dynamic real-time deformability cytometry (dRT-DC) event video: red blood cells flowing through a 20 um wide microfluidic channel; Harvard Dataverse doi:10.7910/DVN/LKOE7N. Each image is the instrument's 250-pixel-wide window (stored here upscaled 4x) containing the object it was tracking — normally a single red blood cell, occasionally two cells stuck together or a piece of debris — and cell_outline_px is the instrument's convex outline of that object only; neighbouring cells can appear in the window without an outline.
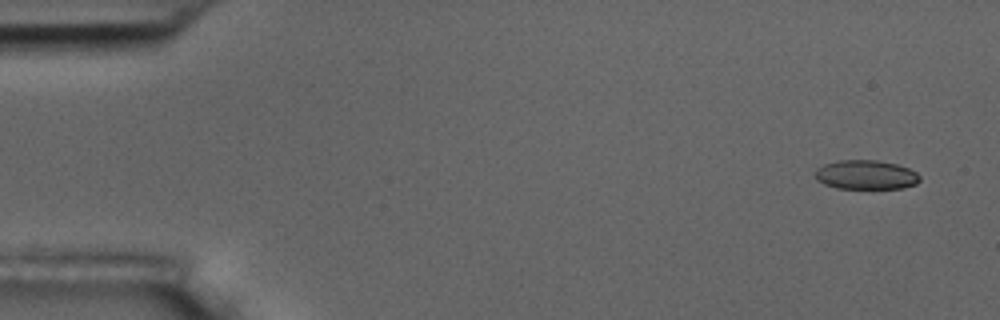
{"species": "common noctule bat (a hibernating species)", "species_latin": "Nyctalus noctula", "temperature_condition": "room temperature", "stored_images_in_passage": 6, "camera_frame_rate_fps": 3000, "um_per_image_px": 0.085, "animal": {"sex": "male", "body_mass_g": 17.5, "forearm_length_mm": 52.3}, "frame": {"image": 1, "passage_image": 1, "time_ms": 0.0, "image_size_px": [1000, 320], "cell_outline_px": [[920, 180], [916, 184], [904, 188], [836, 188], [824, 184], [816, 180], [816, 168], [824, 164], [836, 160], [876, 160], [896, 164], [908, 168], [916, 172], [920, 176]], "centroid_in_image_um": [73.59, 14.85], "position_along_channel_um": 11.4, "area_um2": 17.86}}
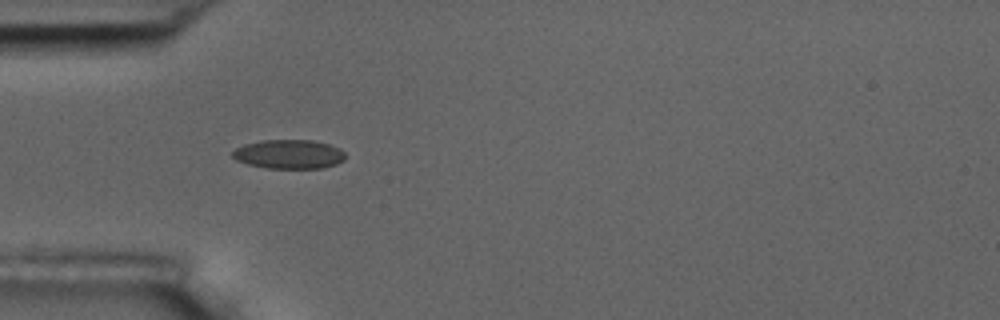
{"frame": {"image": 2, "passage_image": 5, "time_ms": 4.667, "image_size_px": [1000, 320], "cell_outline_px": [[344, 160], [336, 164], [320, 168], [268, 168], [248, 164], [236, 160], [232, 156], [232, 152], [236, 148], [244, 144], [264, 140], [312, 140], [328, 144], [340, 148], [344, 152]], "centroid_in_image_um": [24.56, 13.1], "position_along_channel_um": 60.4, "area_um2": 19.02}}